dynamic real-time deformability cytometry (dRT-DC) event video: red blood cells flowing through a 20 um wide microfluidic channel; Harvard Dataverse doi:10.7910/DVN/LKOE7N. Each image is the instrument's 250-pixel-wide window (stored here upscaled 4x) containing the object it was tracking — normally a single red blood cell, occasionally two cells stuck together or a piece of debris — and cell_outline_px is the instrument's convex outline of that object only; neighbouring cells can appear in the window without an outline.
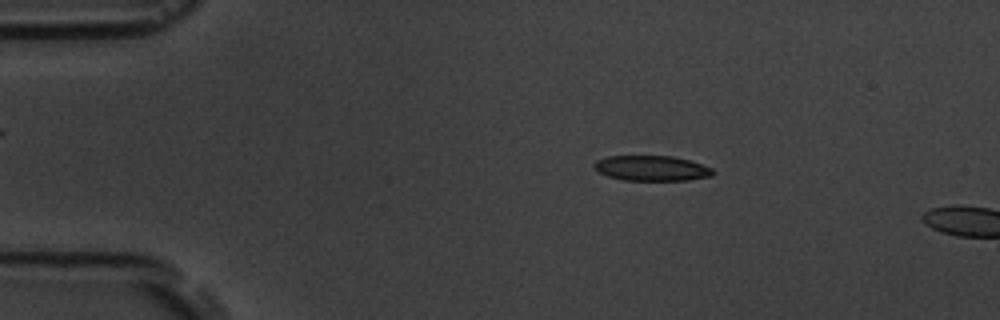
{"species": "common noctule bat (a hibernating species)", "species_latin": "Nyctalus noctula", "temperature_condition": "room temperature", "stored_images_in_passage": 4, "camera_frame_rate_fps": 3000, "um_per_image_px": 0.085, "animal": {"sex": "male", "body_mass_g": 19.5, "forearm_length_mm": 54.6}, "frame": {"image": 1, "passage_image": 3, "time_ms": 2.333, "image_size_px": [1000, 320], "cell_outline_px": [[716, 172], [712, 176], [688, 180], [624, 180], [608, 176], [600, 172], [592, 164], [596, 160], [608, 156], [672, 156], [688, 160], [712, 168]], "centroid_in_image_um": [55.4, 14.3], "position_along_channel_um": 29.6, "area_um2": 17.34}}